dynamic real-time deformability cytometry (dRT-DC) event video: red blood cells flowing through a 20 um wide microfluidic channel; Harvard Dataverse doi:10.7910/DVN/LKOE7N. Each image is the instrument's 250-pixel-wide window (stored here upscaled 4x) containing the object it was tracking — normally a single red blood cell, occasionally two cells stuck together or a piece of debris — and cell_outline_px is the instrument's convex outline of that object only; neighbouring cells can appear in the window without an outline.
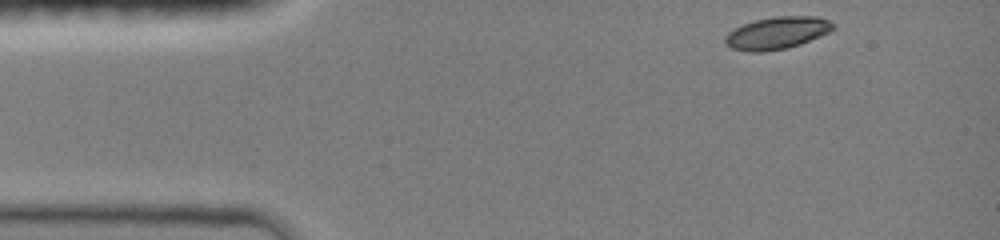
{"species": "common noctule bat (a hibernating species)", "species_latin": "Nyctalus noctula", "temperature_condition": "room temperature", "stored_images_in_passage": 65, "camera_frame_rate_fps": 3000, "um_per_image_px": 0.085, "animal": {"sex": "female", "body_mass_g": 19.0, "forearm_length_mm": 51.5}, "frame": {"image": 1, "passage_image": 1, "time_ms": 0.0, "image_size_px": [1000, 240], "cell_outline_px": [[832, 28], [828, 32], [800, 44], [788, 48], [764, 52], [748, 52], [732, 48], [724, 44], [724, 36], [728, 32], [744, 24], [756, 20], [776, 16], [816, 16], [828, 20], [832, 24]], "centroid_in_image_um": [65.99, 2.81], "position_along_channel_um": 19.0, "area_um2": 20.11}}
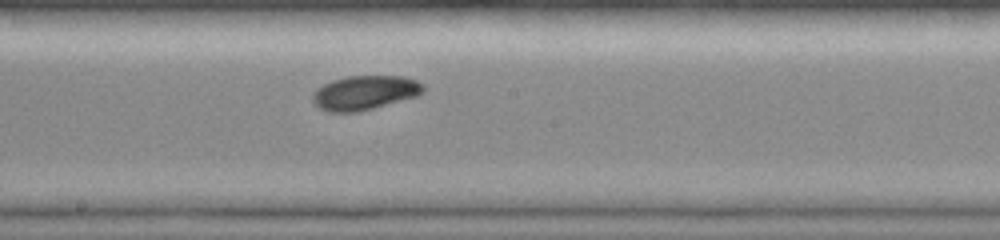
{"frame": {"image": 2, "passage_image": 35, "time_ms": 6.667, "image_size_px": [1000, 240], "cell_outline_px": [[424, 92], [416, 96], [372, 108], [356, 112], [328, 112], [320, 108], [312, 100], [312, 96], [316, 88], [332, 80], [348, 76], [404, 76], [416, 80], [424, 84]], "centroid_in_image_um": [31.0, 7.87], "position_along_channel_um": 217.2, "area_um2": 21.96}}
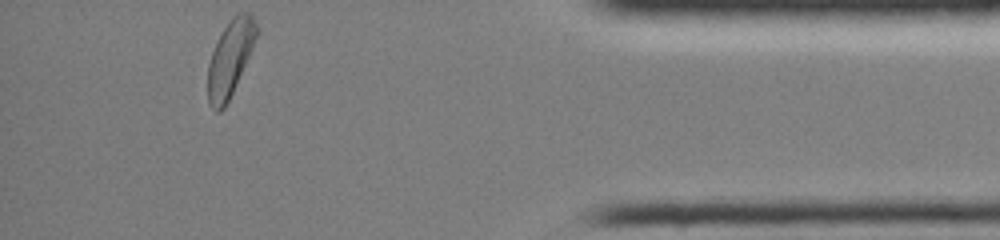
{"frame": {"image": 3, "passage_image": 64, "time_ms": 12.333, "image_size_px": [1000, 240], "cell_outline_px": [[260, 32], [232, 92], [224, 108], [220, 112], [216, 112], [208, 104], [208, 64], [212, 52], [224, 28], [232, 16], [236, 12], [252, 12]], "centroid_in_image_um": [19.59, 4.91], "position_along_channel_um": 415.6, "area_um2": 21.5}, "authors_computed_cell_mechanics": {"area_um2": 21.4438, "velocity_mm_per_s": 4.088, "shape_relaxation_time_tau1_ms": 2.808, "shape_relaxation_time_tau2_ms": null, "deformation_change_tau1": 0.1094, "deformation_change_tau2": null}}